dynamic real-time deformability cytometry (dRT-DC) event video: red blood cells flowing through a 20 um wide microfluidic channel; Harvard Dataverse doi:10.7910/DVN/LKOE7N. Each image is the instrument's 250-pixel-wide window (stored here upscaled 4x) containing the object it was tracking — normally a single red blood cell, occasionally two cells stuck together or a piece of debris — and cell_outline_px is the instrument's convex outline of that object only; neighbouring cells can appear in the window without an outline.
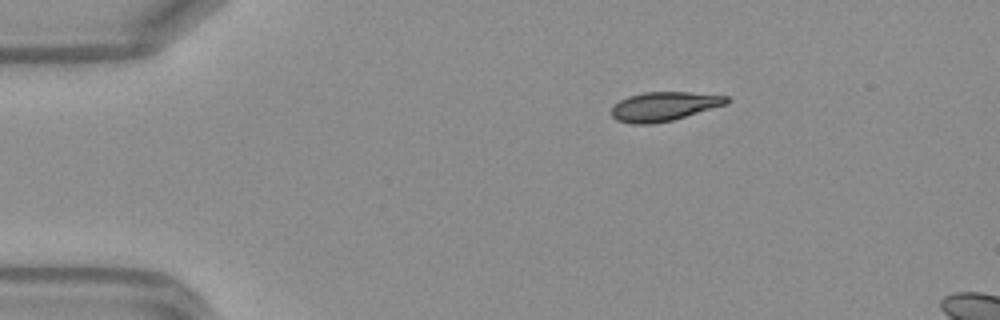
{"species": "Egyptian fruit bat (a non-hibernating species)", "species_latin": "Rousettus aegyptiacus", "temperature_condition": "warm", "stored_images_in_passage": 7, "camera_frame_rate_fps": 3000, "um_per_image_px": 0.085, "frame": {"image": 1, "passage_image": 1, "time_ms": 0.0, "image_size_px": [1000, 320], "cell_outline_px": [[732, 100], [728, 104], [672, 120], [648, 124], [632, 124], [616, 120], [612, 116], [612, 108], [620, 100], [628, 96], [644, 92], [692, 92], [728, 96]], "centroid_in_image_um": [56.48, 9.03], "position_along_channel_um": 28.5, "area_um2": 19.54}}